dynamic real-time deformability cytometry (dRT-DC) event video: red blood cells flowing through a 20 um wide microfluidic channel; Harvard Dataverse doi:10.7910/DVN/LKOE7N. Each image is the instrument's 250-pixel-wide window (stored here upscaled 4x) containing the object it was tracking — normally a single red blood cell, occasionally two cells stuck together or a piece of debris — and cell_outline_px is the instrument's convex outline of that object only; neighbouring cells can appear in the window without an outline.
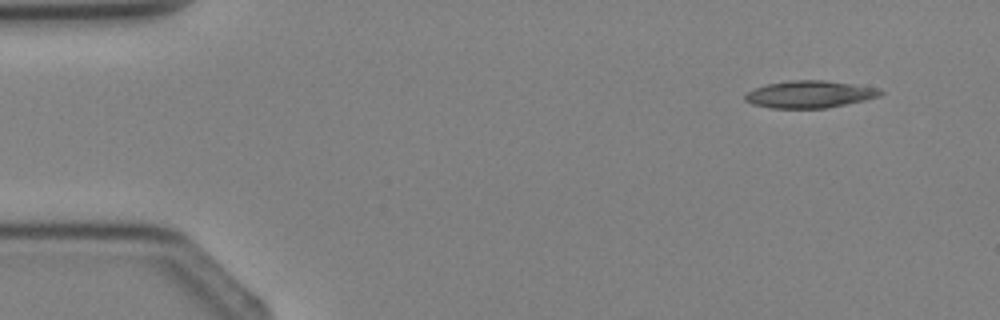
{"species": "Egyptian fruit bat (a non-hibernating species)", "species_latin": "Rousettus aegyptiacus", "temperature_condition": "cold", "stored_images_in_passage": 3, "camera_frame_rate_fps": 3000, "um_per_image_px": 0.085, "animal": {"sex": "female"}, "frame": {"image": 1, "passage_image": 1, "time_ms": 0.0, "image_size_px": [1000, 320], "cell_outline_px": [[884, 92], [880, 96], [864, 100], [828, 108], [772, 108], [752, 104], [744, 100], [744, 96], [748, 92], [764, 84], [792, 80], [824, 80], [852, 84], [876, 88]], "centroid_in_image_um": [68.79, 8.01], "position_along_channel_um": 16.2, "area_um2": 21.33}}
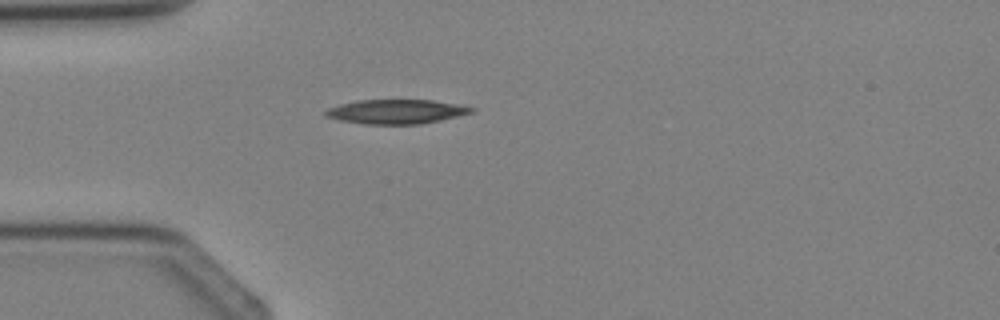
{"frame": {"image": 2, "passage_image": 3, "time_ms": 2.333, "image_size_px": [1000, 320], "cell_outline_px": [[476, 112], [440, 120], [420, 124], [364, 124], [340, 120], [324, 116], [324, 112], [328, 108], [340, 104], [360, 100], [432, 100], [456, 104], [476, 108]], "centroid_in_image_um": [33.69, 9.49], "position_along_channel_um": 51.3, "area_um2": 20.63}}